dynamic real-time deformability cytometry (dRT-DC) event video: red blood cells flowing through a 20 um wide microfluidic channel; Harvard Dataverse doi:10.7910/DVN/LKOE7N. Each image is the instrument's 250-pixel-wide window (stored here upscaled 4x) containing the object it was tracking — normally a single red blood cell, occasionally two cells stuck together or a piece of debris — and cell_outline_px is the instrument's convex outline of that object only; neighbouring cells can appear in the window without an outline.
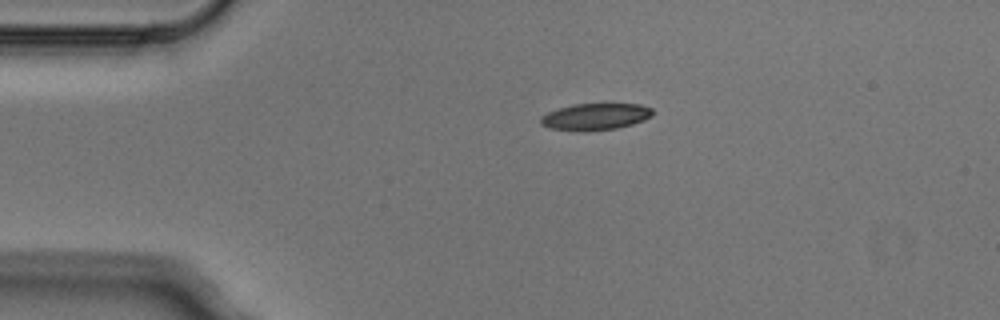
{"species": "Egyptian fruit bat (a non-hibernating species)", "species_latin": "Rousettus aegyptiacus", "temperature_condition": "cold", "stored_images_in_passage": 2, "camera_frame_rate_fps": 3000, "um_per_image_px": 0.085, "animal": {"sex": "male"}, "frame": {"image": 1, "passage_image": 1, "time_ms": 0.0, "image_size_px": [1000, 320], "cell_outline_px": [[652, 116], [644, 120], [632, 124], [616, 128], [584, 132], [548, 128], [540, 124], [540, 116], [548, 112], [572, 104], [640, 104], [652, 108]], "centroid_in_image_um": [50.58, 9.92], "position_along_channel_um": 34.4, "area_um2": 17.51}}